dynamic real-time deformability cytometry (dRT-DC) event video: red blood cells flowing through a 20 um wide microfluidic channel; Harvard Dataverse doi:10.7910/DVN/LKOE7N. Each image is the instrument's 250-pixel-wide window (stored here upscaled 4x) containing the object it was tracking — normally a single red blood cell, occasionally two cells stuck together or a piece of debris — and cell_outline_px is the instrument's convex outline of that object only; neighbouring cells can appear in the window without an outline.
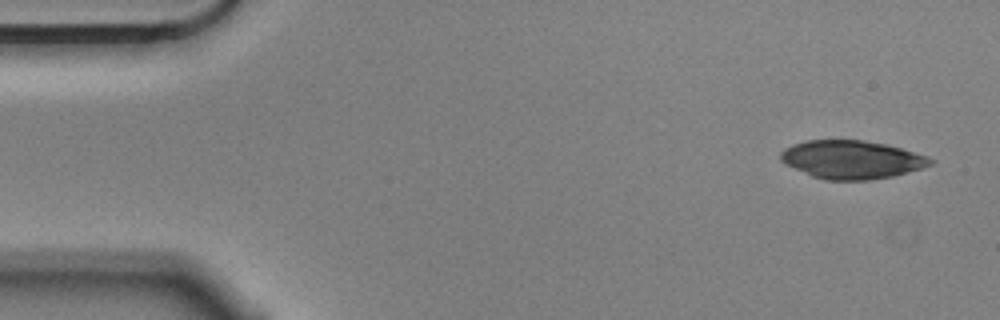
{"species": "Egyptian fruit bat (a non-hibernating species)", "species_latin": "Rousettus aegyptiacus", "temperature_condition": "cold", "stored_images_in_passage": 5, "camera_frame_rate_fps": 3000, "um_per_image_px": 0.085, "animal": {"sex": "male"}, "frame": {"image": 1, "passage_image": 1, "time_ms": 0.0, "image_size_px": [1000, 320], "cell_outline_px": [[936, 160], [932, 164], [908, 172], [892, 176], [868, 180], [824, 180], [812, 176], [784, 164], [780, 160], [780, 152], [784, 148], [792, 144], [808, 140], [860, 140], [884, 144], [900, 148], [928, 156]], "centroid_in_image_um": [72.36, 13.57], "position_along_channel_um": 12.6, "area_um2": 33.35}}